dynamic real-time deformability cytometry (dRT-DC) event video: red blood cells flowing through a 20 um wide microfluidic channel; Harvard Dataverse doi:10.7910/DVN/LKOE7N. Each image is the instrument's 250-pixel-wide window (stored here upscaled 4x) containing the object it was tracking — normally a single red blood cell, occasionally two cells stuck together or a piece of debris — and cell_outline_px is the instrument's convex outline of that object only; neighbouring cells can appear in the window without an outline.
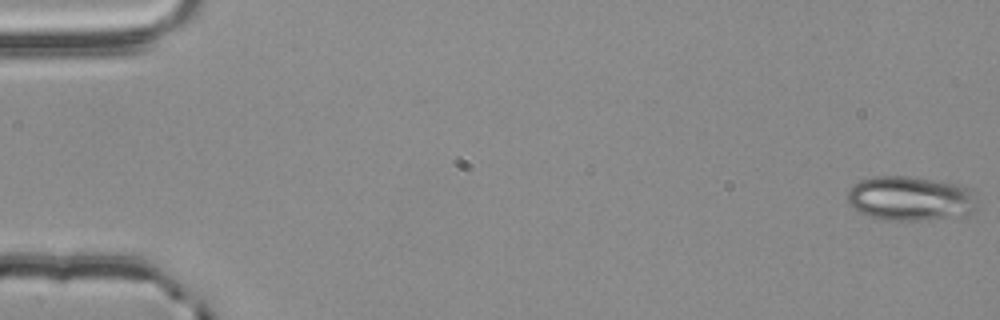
{"species": "common noctule bat (a hibernating species)", "species_latin": "Nyctalus noctula", "temperature_condition": "room temperature", "stored_images_in_passage": 56, "camera_frame_rate_fps": 3000, "um_per_image_px": 0.085, "animal": {"sex": "male", "body_mass_g": 20.4}, "frame": {"image": 1, "passage_image": 1, "time_ms": 0.0, "image_size_px": [1000, 320], "cell_outline_px": [[980, 208], [972, 212], [960, 216], [920, 220], [884, 220], [868, 216], [852, 208], [848, 204], [848, 188], [860, 180], [872, 176], [908, 176], [936, 180], [960, 184], [972, 188], [976, 192], [980, 200]], "centroid_in_image_um": [77.46, 16.86], "position_along_channel_um": 7.5, "area_um2": 34.56}}
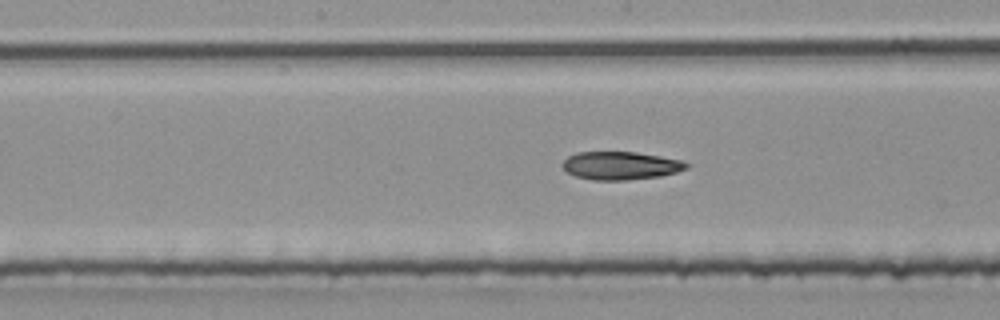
{"frame": {"image": 2, "passage_image": 29, "time_ms": 9.333, "image_size_px": [1000, 320], "cell_outline_px": [[688, 168], [676, 172], [660, 176], [628, 180], [592, 180], [576, 176], [568, 172], [560, 164], [568, 156], [576, 152], [636, 152], [684, 160], [688, 164]], "centroid_in_image_um": [52.75, 14.07], "position_along_channel_um": 195.4, "area_um2": 20.35}}
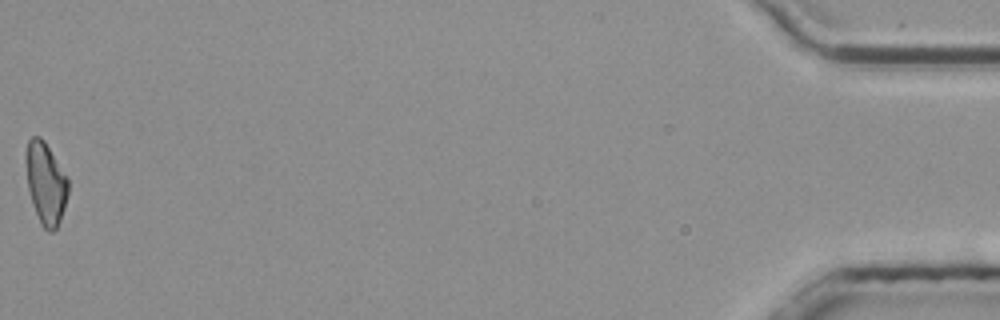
{"frame": {"image": 3, "passage_image": 56, "time_ms": 18.333, "image_size_px": [1000, 320], "cell_outline_px": [[68, 196], [60, 220], [56, 228], [52, 232], [48, 232], [40, 224], [28, 188], [24, 160], [24, 156], [28, 140], [32, 136], [40, 136], [44, 140], [68, 176]], "centroid_in_image_um": [3.88, 15.53], "position_along_channel_um": 431.3, "area_um2": 20.4}, "authors_computed_cell_mechanics": {"area_um2": 20.8947, "velocity_mm_per_s": 3.7954, "shape_relaxation_time_tau1_ms": null, "shape_relaxation_time_tau2_ms": 6.481, "deformation_change_tau1": null, "deformation_change_tau2": 0.1508}}